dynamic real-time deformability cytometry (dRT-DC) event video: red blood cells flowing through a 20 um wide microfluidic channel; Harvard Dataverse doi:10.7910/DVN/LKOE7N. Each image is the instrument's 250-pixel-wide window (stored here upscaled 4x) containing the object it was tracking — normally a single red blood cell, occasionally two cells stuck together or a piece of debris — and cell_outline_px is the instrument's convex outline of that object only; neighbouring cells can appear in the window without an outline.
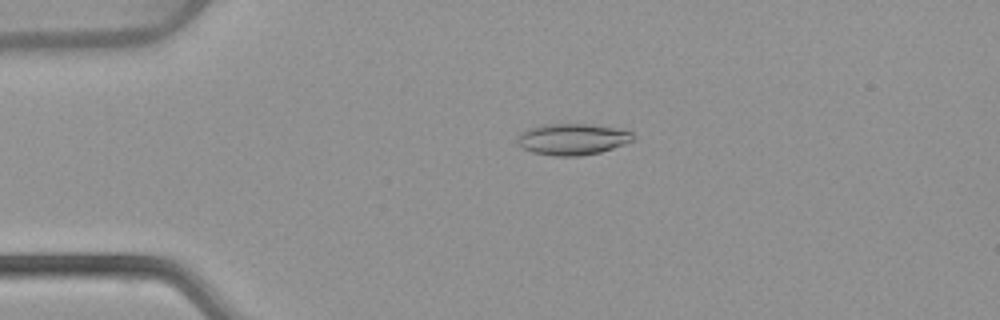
{"species": "common noctule bat (a hibernating species)", "species_latin": "Nyctalus noctula", "temperature_condition": "warm", "stored_images_in_passage": 53, "camera_frame_rate_fps": 3000, "um_per_image_px": 0.085, "animal": {"sex": "female", "body_mass_g": 22.7, "forearm_length_mm": 54.2}, "frame": {"image": 1, "passage_image": 12, "time_ms": 3.667, "image_size_px": [1000, 320], "cell_outline_px": [[632, 140], [624, 144], [600, 152], [580, 156], [556, 156], [532, 152], [516, 144], [520, 132], [544, 124], [584, 124], [612, 128], [632, 132]], "centroid_in_image_um": [48.6, 11.84], "position_along_channel_um": 36.4, "area_um2": 20.69}}
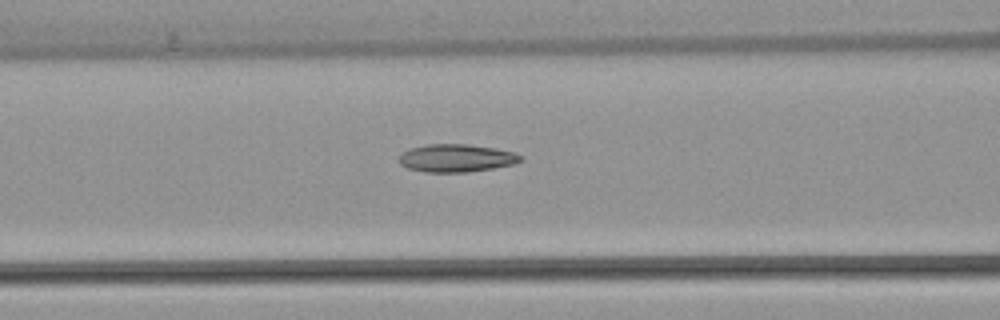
{"frame": {"image": 2, "passage_image": 22, "time_ms": 7.0, "image_size_px": [1000, 320], "cell_outline_px": [[524, 156], [520, 160], [512, 164], [492, 168], [468, 172], [424, 172], [408, 168], [400, 164], [400, 156], [404, 152], [412, 148], [424, 144], [468, 144], [496, 148], [516, 152]], "centroid_in_image_um": [38.81, 13.43], "position_along_channel_um": 127.8, "area_um2": 19.65}}
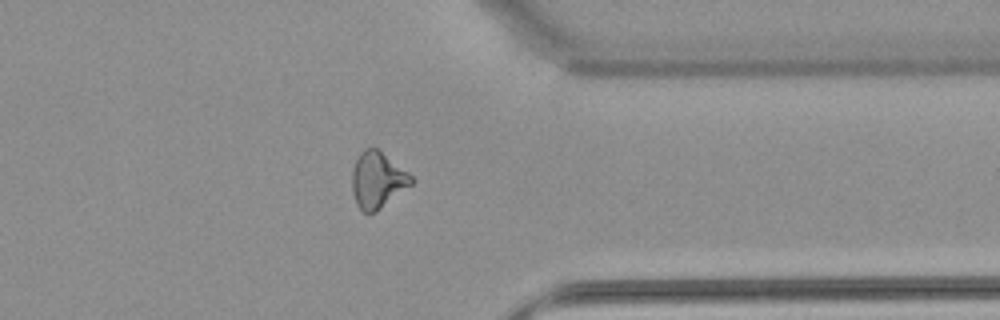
{"frame": {"image": 3, "passage_image": 42, "time_ms": 13.667, "image_size_px": [1000, 320], "cell_outline_px": [[416, 180], [412, 184], [376, 212], [364, 212], [356, 204], [352, 192], [352, 172], [356, 160], [360, 152], [364, 148], [376, 148], [408, 172]], "centroid_in_image_um": [32.08, 15.31], "position_along_channel_um": 379.3, "area_um2": 19.25}, "authors_computed_cell_mechanics": {"area_um2": 19.652, "velocity_mm_per_s": 3.8827, "shape_relaxation_time_tau1_ms": null, "shape_relaxation_time_tau2_ms": 3.3126, "deformation_change_tau1": null, "deformation_change_tau2": 0.1272}}